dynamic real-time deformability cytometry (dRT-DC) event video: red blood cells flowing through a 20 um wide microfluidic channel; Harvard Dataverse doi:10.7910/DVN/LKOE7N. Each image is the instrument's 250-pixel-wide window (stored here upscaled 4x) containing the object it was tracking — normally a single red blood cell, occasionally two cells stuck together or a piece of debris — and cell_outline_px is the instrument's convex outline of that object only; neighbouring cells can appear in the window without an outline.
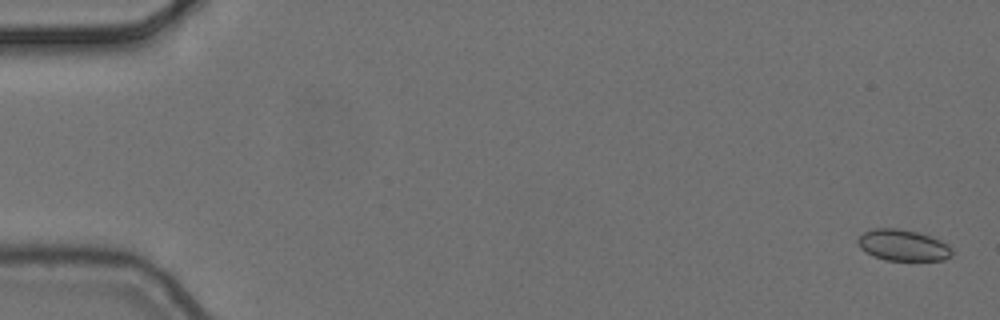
{"species": "common noctule bat (a hibernating species)", "species_latin": "Nyctalus noctula", "temperature_condition": "cold", "stored_images_in_passage": 7, "camera_frame_rate_fps": 3000, "um_per_image_px": 0.085, "animal": {"sex": "female", "body_mass_g": 24.6, "forearm_length_mm": 56.2}, "frame": {"image": 1, "passage_image": 1, "time_ms": 0.0, "image_size_px": [1000, 320], "cell_outline_px": [[952, 256], [944, 260], [884, 260], [872, 256], [864, 252], [860, 248], [856, 240], [864, 232], [872, 228], [896, 228], [916, 232], [940, 240], [948, 244], [952, 248]], "centroid_in_image_um": [76.72, 20.85], "position_along_channel_um": 8.3, "area_um2": 17.22}}
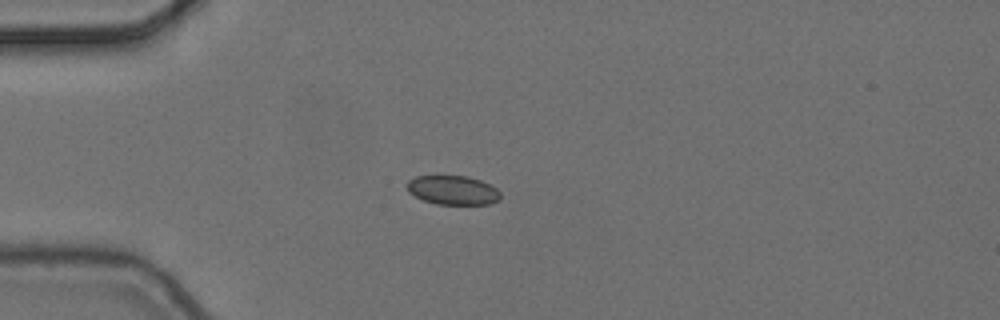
{"frame": {"image": 2, "passage_image": 5, "time_ms": 1.333, "image_size_px": [1000, 320], "cell_outline_px": [[500, 200], [488, 204], [436, 204], [424, 200], [408, 192], [408, 180], [416, 176], [468, 176], [480, 180], [496, 188], [500, 192]], "centroid_in_image_um": [38.51, 16.16], "position_along_channel_um": 46.5, "area_um2": 15.72}}
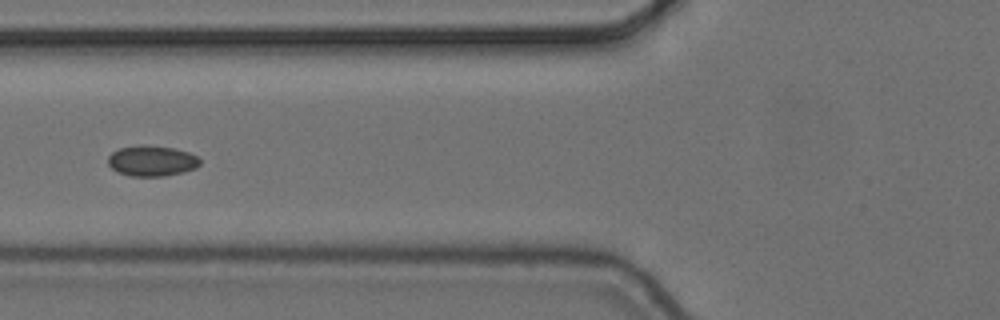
{"frame": {"image": 3, "passage_image": 7, "time_ms": 2.0, "image_size_px": [1000, 320], "cell_outline_px": [[200, 164], [196, 168], [184, 172], [164, 176], [132, 176], [116, 172], [108, 164], [108, 156], [112, 152], [120, 148], [140, 144], [144, 144], [172, 148], [188, 152], [196, 156], [200, 160]], "centroid_in_image_um": [12.89, 13.67], "position_along_channel_um": 112.9, "area_um2": 16.47}}